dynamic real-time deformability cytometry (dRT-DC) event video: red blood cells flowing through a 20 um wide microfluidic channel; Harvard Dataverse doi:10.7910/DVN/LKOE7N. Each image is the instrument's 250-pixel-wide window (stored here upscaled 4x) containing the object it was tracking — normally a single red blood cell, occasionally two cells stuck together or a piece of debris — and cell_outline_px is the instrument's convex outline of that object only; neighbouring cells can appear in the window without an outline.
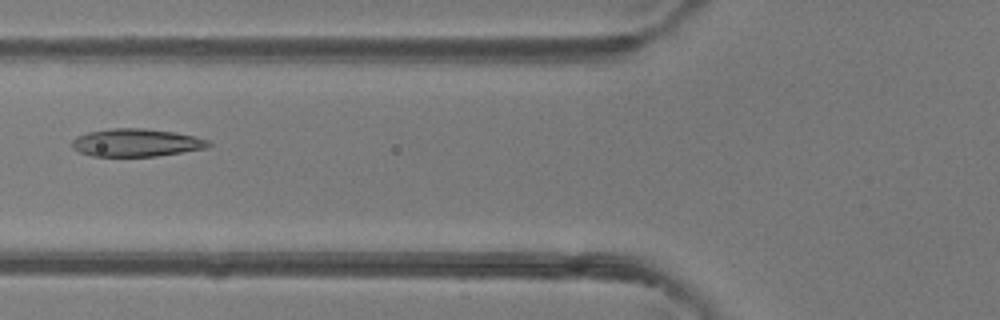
{"species": "common noctule bat (a hibernating species)", "species_latin": "Nyctalus noctula", "temperature_condition": "room temperature", "stored_images_in_passage": 6, "camera_frame_rate_fps": 3000, "um_per_image_px": 0.085, "animal": {"sex": "female"}, "frame": {"image": 1, "passage_image": 6, "time_ms": 1.667, "image_size_px": [1000, 320], "cell_outline_px": [[212, 144], [208, 148], [156, 156], [92, 156], [80, 152], [72, 148], [72, 140], [76, 136], [88, 132], [112, 128], [144, 128], [176, 132], [208, 140]], "centroid_in_image_um": [11.58, 12.12], "position_along_channel_um": 114.2, "area_um2": 22.14}}